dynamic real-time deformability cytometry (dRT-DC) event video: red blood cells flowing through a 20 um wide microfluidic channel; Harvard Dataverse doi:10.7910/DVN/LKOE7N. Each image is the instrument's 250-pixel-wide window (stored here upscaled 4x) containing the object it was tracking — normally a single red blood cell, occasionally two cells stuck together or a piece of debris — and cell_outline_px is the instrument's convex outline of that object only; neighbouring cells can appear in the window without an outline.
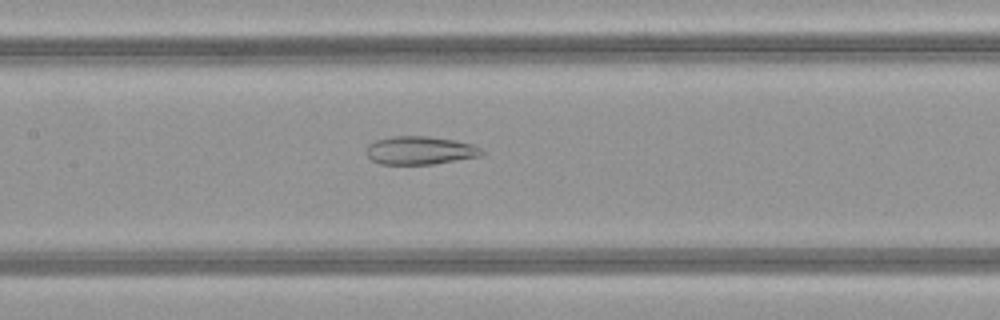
{"species": "common noctule bat (a hibernating species)", "species_latin": "Nyctalus noctula", "temperature_condition": "warm", "stored_images_in_passage": 29, "camera_frame_rate_fps": 3000, "um_per_image_px": 0.085, "animal": {"sex": "female", "body_mass_g": 21.9}, "frame": {"image": 1, "passage_image": 9, "time_ms": 2.667, "image_size_px": [1000, 320], "cell_outline_px": [[484, 152], [480, 156], [432, 164], [380, 164], [372, 160], [368, 156], [368, 144], [376, 140], [392, 136], [428, 136], [452, 140], [472, 144], [480, 148]], "centroid_in_image_um": [35.69, 12.78], "position_along_channel_um": 171.7, "area_um2": 18.73}, "authors_computed_cell_mechanics": {"area_um2": 20.1144, "velocity_mm_per_s": 4.1421, "shape_relaxation_time_tau1_ms": null, "shape_relaxation_time_tau2_ms": 2.3271, "deformation_change_tau1": null, "deformation_change_tau2": 0.1251}}